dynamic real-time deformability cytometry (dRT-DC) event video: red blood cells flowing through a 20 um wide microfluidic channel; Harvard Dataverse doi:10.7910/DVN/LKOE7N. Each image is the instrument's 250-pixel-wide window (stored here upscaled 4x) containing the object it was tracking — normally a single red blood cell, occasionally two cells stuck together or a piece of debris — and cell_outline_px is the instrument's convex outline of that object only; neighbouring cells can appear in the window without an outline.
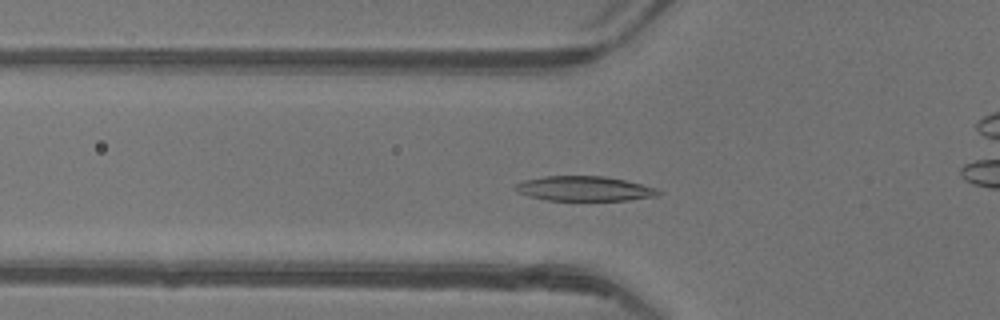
{"species": "common noctule bat (a hibernating species)", "species_latin": "Nyctalus noctula", "temperature_condition": "warm", "stored_images_in_passage": 46, "camera_frame_rate_fps": 3000, "um_per_image_px": 0.085, "animal": {"sex": "female"}, "frame": {"image": 1, "passage_image": 13, "time_ms": 4.0, "image_size_px": [1000, 320], "cell_outline_px": [[660, 196], [628, 200], [548, 200], [528, 196], [512, 188], [516, 184], [524, 180], [544, 176], [604, 176], [624, 180], [656, 188], [660, 192]], "centroid_in_image_um": [49.66, 16.03], "position_along_channel_um": 76.1, "area_um2": 20.52}}
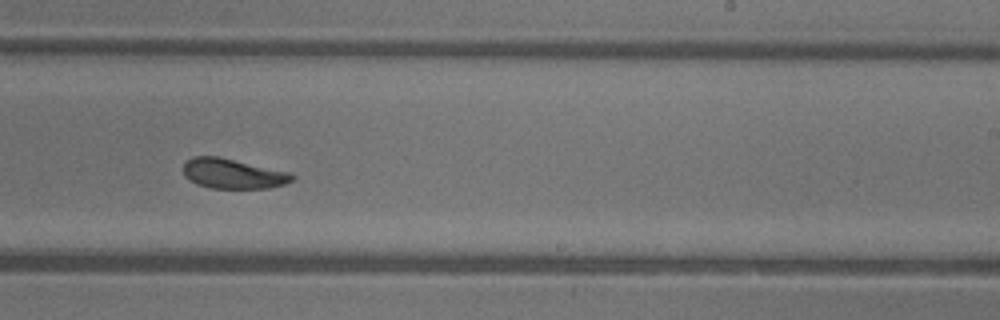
{"frame": {"image": 2, "passage_image": 27, "time_ms": 8.667, "image_size_px": [1000, 320], "cell_outline_px": [[296, 176], [292, 180], [284, 184], [268, 188], [212, 188], [196, 184], [184, 176], [184, 164], [192, 156], [216, 156], [292, 172]], "centroid_in_image_um": [19.82, 14.76], "position_along_channel_um": 269.2, "area_um2": 18.96}}
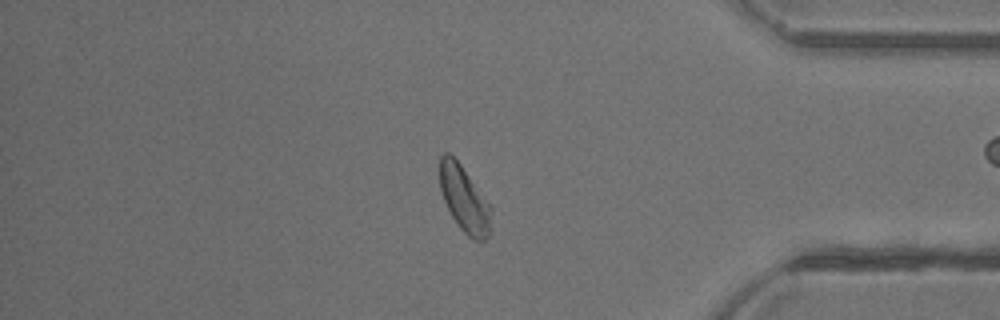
{"frame": {"image": 3, "passage_image": 38, "time_ms": 12.333, "image_size_px": [1000, 320], "cell_outline_px": [[492, 232], [484, 240], [472, 240], [460, 228], [452, 216], [440, 192], [440, 156], [444, 152], [448, 152], [460, 164], [492, 208]], "centroid_in_image_um": [39.49, 16.97], "position_along_channel_um": 395.7, "area_um2": 19.71}, "authors_computed_cell_mechanics": {"area_um2": 20.1433, "velocity_mm_per_s": 4.1342, "shape_relaxation_time_tau1_ms": 2.9932, "shape_relaxation_time_tau2_ms": 5.8908, "deformation_change_tau1": 0.1481, "deformation_change_tau2": 0.0968}}